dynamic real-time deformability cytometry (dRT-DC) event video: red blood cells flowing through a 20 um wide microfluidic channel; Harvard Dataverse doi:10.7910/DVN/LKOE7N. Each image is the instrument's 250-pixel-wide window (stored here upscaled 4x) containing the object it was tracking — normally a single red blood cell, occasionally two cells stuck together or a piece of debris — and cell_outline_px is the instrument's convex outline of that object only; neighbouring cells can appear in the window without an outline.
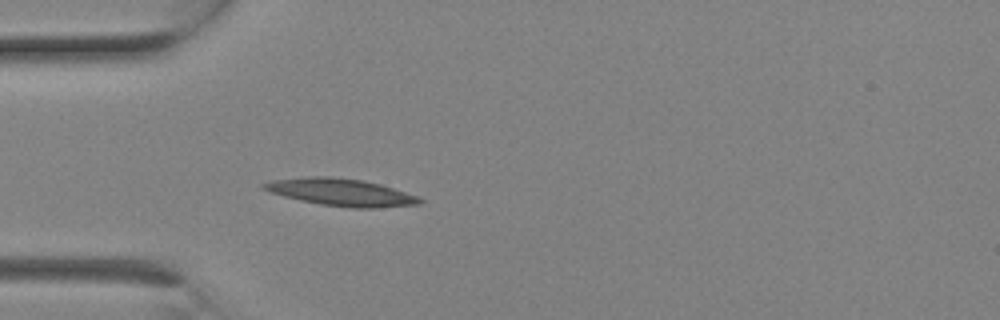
{"species": "Egyptian fruit bat (a non-hibernating species)", "species_latin": "Rousettus aegyptiacus", "temperature_condition": "room temperature", "stored_images_in_passage": 1, "camera_frame_rate_fps": 3000, "um_per_image_px": 0.085, "animal": {"sex": "female"}, "frame": {"image": 1, "passage_image": 1, "time_ms": 0.0, "image_size_px": [1000, 320], "cell_outline_px": [[424, 200], [420, 204], [376, 208], [352, 208], [320, 204], [300, 200], [284, 196], [260, 188], [260, 184], [272, 180], [308, 176], [328, 176], [364, 180], [380, 184], [420, 196]], "centroid_in_image_um": [29.01, 16.34], "position_along_channel_um": 56.0, "area_um2": 24.91}}